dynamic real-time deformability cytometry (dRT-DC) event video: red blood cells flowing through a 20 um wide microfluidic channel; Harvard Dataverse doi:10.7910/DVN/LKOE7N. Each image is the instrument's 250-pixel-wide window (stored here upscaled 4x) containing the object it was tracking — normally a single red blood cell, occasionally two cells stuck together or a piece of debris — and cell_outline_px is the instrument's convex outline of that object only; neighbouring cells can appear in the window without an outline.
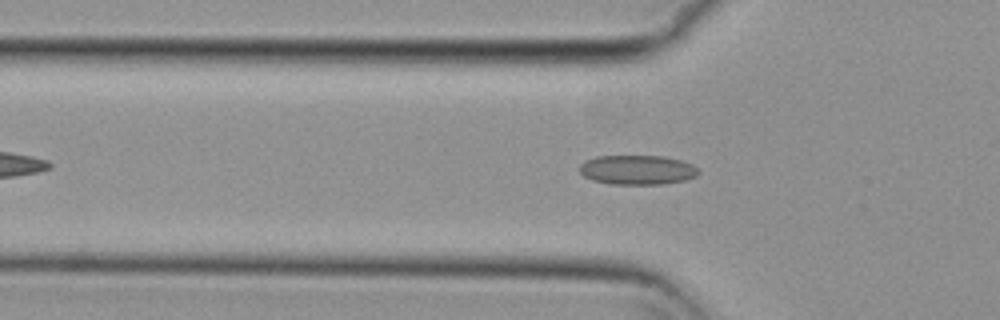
{"species": "common noctule bat (a hibernating species)", "species_latin": "Nyctalus noctula", "temperature_condition": "cold", "stored_images_in_passage": 42, "camera_frame_rate_fps": 3000, "um_per_image_px": 0.085, "animal": {"sex": "female", "body_mass_g": 29.2, "forearm_length_mm": 56.3}, "frame": {"image": 1, "passage_image": 11, "time_ms": 3.333, "image_size_px": [1000, 320], "cell_outline_px": [[700, 172], [696, 176], [684, 180], [664, 184], [612, 184], [592, 180], [584, 176], [580, 172], [580, 164], [584, 160], [596, 156], [664, 156], [680, 160], [692, 164]], "centroid_in_image_um": [54.15, 14.43], "position_along_channel_um": 71.6, "area_um2": 20.46}}
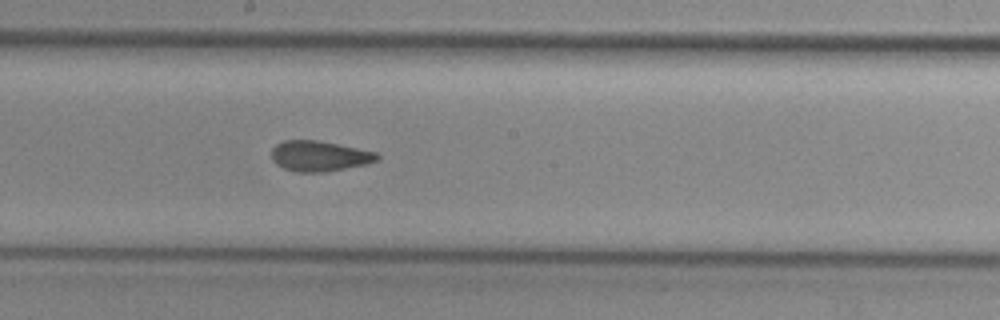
{"frame": {"image": 2, "passage_image": 23, "time_ms": 7.333, "image_size_px": [1000, 320], "cell_outline_px": [[380, 160], [368, 164], [328, 172], [296, 172], [284, 168], [276, 164], [272, 160], [272, 148], [276, 144], [284, 140], [316, 140], [376, 152], [380, 156]], "centroid_in_image_um": [27.16, 13.28], "position_along_channel_um": 221.0, "area_um2": 18.84}}
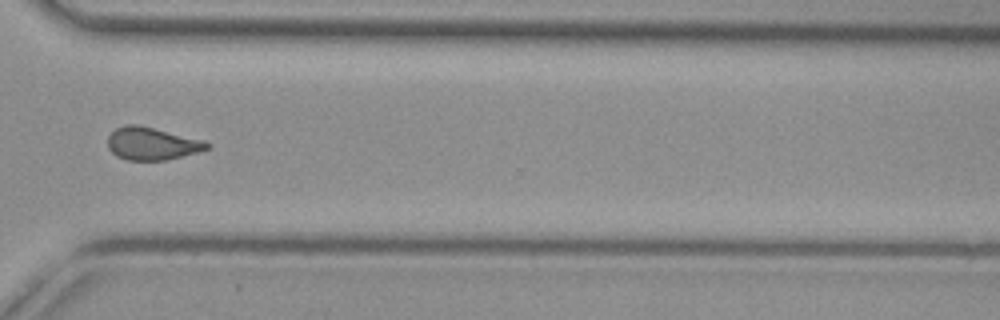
{"frame": {"image": 3, "passage_image": 34, "time_ms": 11.0, "image_size_px": [1000, 320], "cell_outline_px": [[212, 144], [208, 148], [200, 152], [164, 160], [128, 160], [116, 156], [108, 148], [108, 136], [116, 128], [128, 124], [136, 124], [204, 140]], "centroid_in_image_um": [12.92, 12.21], "position_along_channel_um": 357.7, "area_um2": 18.79}, "authors_computed_cell_mechanics": {"area_um2": 19.1318, "velocity_mm_per_s": 3.7231, "shape_relaxation_time_tau1_ms": null, "shape_relaxation_time_tau2_ms": 2.0121, "deformation_change_tau1": null, "deformation_change_tau2": 0.0941}}